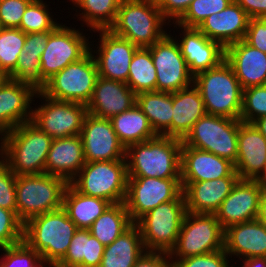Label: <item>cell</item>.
Masks as SVG:
<instances>
[{"instance_id":"1","label":"cell","mask_w":266,"mask_h":267,"mask_svg":"<svg viewBox=\"0 0 266 267\" xmlns=\"http://www.w3.org/2000/svg\"><path fill=\"white\" fill-rule=\"evenodd\" d=\"M52 140L30 120L0 136V157L16 176L44 174Z\"/></svg>"},{"instance_id":"2","label":"cell","mask_w":266,"mask_h":267,"mask_svg":"<svg viewBox=\"0 0 266 267\" xmlns=\"http://www.w3.org/2000/svg\"><path fill=\"white\" fill-rule=\"evenodd\" d=\"M182 140L157 137L126 148L128 177L181 178Z\"/></svg>"},{"instance_id":"3","label":"cell","mask_w":266,"mask_h":267,"mask_svg":"<svg viewBox=\"0 0 266 267\" xmlns=\"http://www.w3.org/2000/svg\"><path fill=\"white\" fill-rule=\"evenodd\" d=\"M77 230L62 207L29 219L23 227V240L43 261L55 267L65 257Z\"/></svg>"},{"instance_id":"4","label":"cell","mask_w":266,"mask_h":267,"mask_svg":"<svg viewBox=\"0 0 266 267\" xmlns=\"http://www.w3.org/2000/svg\"><path fill=\"white\" fill-rule=\"evenodd\" d=\"M166 21L156 0H123L109 30L139 48H148L167 34Z\"/></svg>"},{"instance_id":"5","label":"cell","mask_w":266,"mask_h":267,"mask_svg":"<svg viewBox=\"0 0 266 267\" xmlns=\"http://www.w3.org/2000/svg\"><path fill=\"white\" fill-rule=\"evenodd\" d=\"M193 84L200 91L207 114L240 119L243 89L225 60L215 68L197 73Z\"/></svg>"},{"instance_id":"6","label":"cell","mask_w":266,"mask_h":267,"mask_svg":"<svg viewBox=\"0 0 266 267\" xmlns=\"http://www.w3.org/2000/svg\"><path fill=\"white\" fill-rule=\"evenodd\" d=\"M69 183L49 174L16 176V215L25 224L32 217L63 207Z\"/></svg>"},{"instance_id":"7","label":"cell","mask_w":266,"mask_h":267,"mask_svg":"<svg viewBox=\"0 0 266 267\" xmlns=\"http://www.w3.org/2000/svg\"><path fill=\"white\" fill-rule=\"evenodd\" d=\"M186 212L182 192L176 199L161 203L140 217L135 224L140 229L145 250L169 254L176 245Z\"/></svg>"},{"instance_id":"8","label":"cell","mask_w":266,"mask_h":267,"mask_svg":"<svg viewBox=\"0 0 266 267\" xmlns=\"http://www.w3.org/2000/svg\"><path fill=\"white\" fill-rule=\"evenodd\" d=\"M224 249V229L215 214L186 212L175 247L169 257L179 259Z\"/></svg>"},{"instance_id":"9","label":"cell","mask_w":266,"mask_h":267,"mask_svg":"<svg viewBox=\"0 0 266 267\" xmlns=\"http://www.w3.org/2000/svg\"><path fill=\"white\" fill-rule=\"evenodd\" d=\"M127 179L125 158L114 161L86 162L70 183L80 193L115 204L125 201Z\"/></svg>"},{"instance_id":"10","label":"cell","mask_w":266,"mask_h":267,"mask_svg":"<svg viewBox=\"0 0 266 267\" xmlns=\"http://www.w3.org/2000/svg\"><path fill=\"white\" fill-rule=\"evenodd\" d=\"M240 119L206 114L182 140L186 146L208 151L235 164Z\"/></svg>"},{"instance_id":"11","label":"cell","mask_w":266,"mask_h":267,"mask_svg":"<svg viewBox=\"0 0 266 267\" xmlns=\"http://www.w3.org/2000/svg\"><path fill=\"white\" fill-rule=\"evenodd\" d=\"M97 78V64L94 55L89 51L79 61L69 64L50 78L42 93L54 100L76 102L87 106Z\"/></svg>"},{"instance_id":"12","label":"cell","mask_w":266,"mask_h":267,"mask_svg":"<svg viewBox=\"0 0 266 267\" xmlns=\"http://www.w3.org/2000/svg\"><path fill=\"white\" fill-rule=\"evenodd\" d=\"M35 98L43 103L32 109L31 121L52 139L80 135L87 106L76 102L54 100L43 93H36Z\"/></svg>"},{"instance_id":"13","label":"cell","mask_w":266,"mask_h":267,"mask_svg":"<svg viewBox=\"0 0 266 267\" xmlns=\"http://www.w3.org/2000/svg\"><path fill=\"white\" fill-rule=\"evenodd\" d=\"M61 23L50 35L40 58V69L47 82L71 63L79 61L89 51L92 42L79 29ZM88 38V39H87Z\"/></svg>"},{"instance_id":"14","label":"cell","mask_w":266,"mask_h":267,"mask_svg":"<svg viewBox=\"0 0 266 267\" xmlns=\"http://www.w3.org/2000/svg\"><path fill=\"white\" fill-rule=\"evenodd\" d=\"M183 192L181 178L128 177L125 206L130 220L140 217Z\"/></svg>"},{"instance_id":"15","label":"cell","mask_w":266,"mask_h":267,"mask_svg":"<svg viewBox=\"0 0 266 267\" xmlns=\"http://www.w3.org/2000/svg\"><path fill=\"white\" fill-rule=\"evenodd\" d=\"M168 33L148 48L156 69V91L173 93L191 86L194 76L185 62L178 42Z\"/></svg>"},{"instance_id":"16","label":"cell","mask_w":266,"mask_h":267,"mask_svg":"<svg viewBox=\"0 0 266 267\" xmlns=\"http://www.w3.org/2000/svg\"><path fill=\"white\" fill-rule=\"evenodd\" d=\"M96 31L99 32L98 40L100 39L98 50L90 47V51L97 64L98 76L126 83L131 60L139 47L127 39L116 36L109 29Z\"/></svg>"},{"instance_id":"17","label":"cell","mask_w":266,"mask_h":267,"mask_svg":"<svg viewBox=\"0 0 266 267\" xmlns=\"http://www.w3.org/2000/svg\"><path fill=\"white\" fill-rule=\"evenodd\" d=\"M86 162L122 160L126 148L118 139L110 119L85 116L80 133Z\"/></svg>"},{"instance_id":"18","label":"cell","mask_w":266,"mask_h":267,"mask_svg":"<svg viewBox=\"0 0 266 267\" xmlns=\"http://www.w3.org/2000/svg\"><path fill=\"white\" fill-rule=\"evenodd\" d=\"M262 189L257 180L238 179L215 212L221 227L225 230L231 225L256 219Z\"/></svg>"},{"instance_id":"19","label":"cell","mask_w":266,"mask_h":267,"mask_svg":"<svg viewBox=\"0 0 266 267\" xmlns=\"http://www.w3.org/2000/svg\"><path fill=\"white\" fill-rule=\"evenodd\" d=\"M172 24L181 29V40L175 39L193 76L215 68L225 60V48L219 42L208 39L198 28L183 27L176 22Z\"/></svg>"},{"instance_id":"20","label":"cell","mask_w":266,"mask_h":267,"mask_svg":"<svg viewBox=\"0 0 266 267\" xmlns=\"http://www.w3.org/2000/svg\"><path fill=\"white\" fill-rule=\"evenodd\" d=\"M238 177L234 163L208 151L181 145V182Z\"/></svg>"},{"instance_id":"21","label":"cell","mask_w":266,"mask_h":267,"mask_svg":"<svg viewBox=\"0 0 266 267\" xmlns=\"http://www.w3.org/2000/svg\"><path fill=\"white\" fill-rule=\"evenodd\" d=\"M239 179L257 180L266 166V138L253 123L242 122L238 132V157L234 164Z\"/></svg>"},{"instance_id":"22","label":"cell","mask_w":266,"mask_h":267,"mask_svg":"<svg viewBox=\"0 0 266 267\" xmlns=\"http://www.w3.org/2000/svg\"><path fill=\"white\" fill-rule=\"evenodd\" d=\"M136 96L125 82L98 76L87 110L93 116L110 119L133 107Z\"/></svg>"},{"instance_id":"23","label":"cell","mask_w":266,"mask_h":267,"mask_svg":"<svg viewBox=\"0 0 266 267\" xmlns=\"http://www.w3.org/2000/svg\"><path fill=\"white\" fill-rule=\"evenodd\" d=\"M225 61L233 69L242 89L266 84V53L244 39L225 47Z\"/></svg>"},{"instance_id":"24","label":"cell","mask_w":266,"mask_h":267,"mask_svg":"<svg viewBox=\"0 0 266 267\" xmlns=\"http://www.w3.org/2000/svg\"><path fill=\"white\" fill-rule=\"evenodd\" d=\"M35 94L10 78L0 87V136L32 119Z\"/></svg>"},{"instance_id":"25","label":"cell","mask_w":266,"mask_h":267,"mask_svg":"<svg viewBox=\"0 0 266 267\" xmlns=\"http://www.w3.org/2000/svg\"><path fill=\"white\" fill-rule=\"evenodd\" d=\"M249 19L244 9L233 0L223 11L205 18L198 29L225 48L245 38Z\"/></svg>"},{"instance_id":"26","label":"cell","mask_w":266,"mask_h":267,"mask_svg":"<svg viewBox=\"0 0 266 267\" xmlns=\"http://www.w3.org/2000/svg\"><path fill=\"white\" fill-rule=\"evenodd\" d=\"M52 32L26 34L25 44L19 54L17 66L9 75L10 79L29 87L34 93H42L46 88L47 82L41 75L40 58Z\"/></svg>"},{"instance_id":"27","label":"cell","mask_w":266,"mask_h":267,"mask_svg":"<svg viewBox=\"0 0 266 267\" xmlns=\"http://www.w3.org/2000/svg\"><path fill=\"white\" fill-rule=\"evenodd\" d=\"M238 179L239 177H223L201 182H181L186 211L215 214Z\"/></svg>"},{"instance_id":"28","label":"cell","mask_w":266,"mask_h":267,"mask_svg":"<svg viewBox=\"0 0 266 267\" xmlns=\"http://www.w3.org/2000/svg\"><path fill=\"white\" fill-rule=\"evenodd\" d=\"M224 250L231 258L266 257V226L254 219L227 227Z\"/></svg>"},{"instance_id":"29","label":"cell","mask_w":266,"mask_h":267,"mask_svg":"<svg viewBox=\"0 0 266 267\" xmlns=\"http://www.w3.org/2000/svg\"><path fill=\"white\" fill-rule=\"evenodd\" d=\"M86 163L80 135L53 139L47 154L45 173L70 183Z\"/></svg>"},{"instance_id":"30","label":"cell","mask_w":266,"mask_h":267,"mask_svg":"<svg viewBox=\"0 0 266 267\" xmlns=\"http://www.w3.org/2000/svg\"><path fill=\"white\" fill-rule=\"evenodd\" d=\"M171 137L183 140L206 110L199 89L191 86L172 93Z\"/></svg>"},{"instance_id":"31","label":"cell","mask_w":266,"mask_h":267,"mask_svg":"<svg viewBox=\"0 0 266 267\" xmlns=\"http://www.w3.org/2000/svg\"><path fill=\"white\" fill-rule=\"evenodd\" d=\"M145 251L140 229L133 223L104 248L99 267H133Z\"/></svg>"},{"instance_id":"32","label":"cell","mask_w":266,"mask_h":267,"mask_svg":"<svg viewBox=\"0 0 266 267\" xmlns=\"http://www.w3.org/2000/svg\"><path fill=\"white\" fill-rule=\"evenodd\" d=\"M112 203L80 193L71 183L65 189L63 208L78 229H89Z\"/></svg>"},{"instance_id":"33","label":"cell","mask_w":266,"mask_h":267,"mask_svg":"<svg viewBox=\"0 0 266 267\" xmlns=\"http://www.w3.org/2000/svg\"><path fill=\"white\" fill-rule=\"evenodd\" d=\"M104 248L89 229H78L65 257L55 267H99Z\"/></svg>"},{"instance_id":"34","label":"cell","mask_w":266,"mask_h":267,"mask_svg":"<svg viewBox=\"0 0 266 267\" xmlns=\"http://www.w3.org/2000/svg\"><path fill=\"white\" fill-rule=\"evenodd\" d=\"M110 121L118 139L125 148L131 144L148 141L158 136L147 116L137 104L125 112L111 117Z\"/></svg>"},{"instance_id":"35","label":"cell","mask_w":266,"mask_h":267,"mask_svg":"<svg viewBox=\"0 0 266 267\" xmlns=\"http://www.w3.org/2000/svg\"><path fill=\"white\" fill-rule=\"evenodd\" d=\"M136 104L147 116L157 135L171 137L172 93L142 92L137 94Z\"/></svg>"},{"instance_id":"36","label":"cell","mask_w":266,"mask_h":267,"mask_svg":"<svg viewBox=\"0 0 266 267\" xmlns=\"http://www.w3.org/2000/svg\"><path fill=\"white\" fill-rule=\"evenodd\" d=\"M132 224L133 222L130 220L125 203L121 202L111 204L105 212L92 223L89 230L91 234L106 247Z\"/></svg>"},{"instance_id":"37","label":"cell","mask_w":266,"mask_h":267,"mask_svg":"<svg viewBox=\"0 0 266 267\" xmlns=\"http://www.w3.org/2000/svg\"><path fill=\"white\" fill-rule=\"evenodd\" d=\"M73 7L79 8V18L96 33V30H108L115 22L120 0H70ZM81 8V9H80ZM82 15V16H81ZM91 28V29H90Z\"/></svg>"},{"instance_id":"38","label":"cell","mask_w":266,"mask_h":267,"mask_svg":"<svg viewBox=\"0 0 266 267\" xmlns=\"http://www.w3.org/2000/svg\"><path fill=\"white\" fill-rule=\"evenodd\" d=\"M157 75L149 48L136 50L129 66L126 84L137 95L142 92L156 91Z\"/></svg>"},{"instance_id":"39","label":"cell","mask_w":266,"mask_h":267,"mask_svg":"<svg viewBox=\"0 0 266 267\" xmlns=\"http://www.w3.org/2000/svg\"><path fill=\"white\" fill-rule=\"evenodd\" d=\"M26 34L19 28H3L0 32V70L8 76L15 70Z\"/></svg>"},{"instance_id":"40","label":"cell","mask_w":266,"mask_h":267,"mask_svg":"<svg viewBox=\"0 0 266 267\" xmlns=\"http://www.w3.org/2000/svg\"><path fill=\"white\" fill-rule=\"evenodd\" d=\"M48 6L43 0H33L26 8L18 28L25 34L54 31L60 24L55 22Z\"/></svg>"},{"instance_id":"41","label":"cell","mask_w":266,"mask_h":267,"mask_svg":"<svg viewBox=\"0 0 266 267\" xmlns=\"http://www.w3.org/2000/svg\"><path fill=\"white\" fill-rule=\"evenodd\" d=\"M233 0H193L176 22L178 25L188 28H198L205 18L214 13L223 11Z\"/></svg>"},{"instance_id":"42","label":"cell","mask_w":266,"mask_h":267,"mask_svg":"<svg viewBox=\"0 0 266 267\" xmlns=\"http://www.w3.org/2000/svg\"><path fill=\"white\" fill-rule=\"evenodd\" d=\"M266 116V84L243 89L240 120L253 123Z\"/></svg>"},{"instance_id":"43","label":"cell","mask_w":266,"mask_h":267,"mask_svg":"<svg viewBox=\"0 0 266 267\" xmlns=\"http://www.w3.org/2000/svg\"><path fill=\"white\" fill-rule=\"evenodd\" d=\"M0 267H34L40 260V254L24 240L18 244L1 249Z\"/></svg>"},{"instance_id":"44","label":"cell","mask_w":266,"mask_h":267,"mask_svg":"<svg viewBox=\"0 0 266 267\" xmlns=\"http://www.w3.org/2000/svg\"><path fill=\"white\" fill-rule=\"evenodd\" d=\"M23 227L13 211L0 207V249L23 241Z\"/></svg>"},{"instance_id":"45","label":"cell","mask_w":266,"mask_h":267,"mask_svg":"<svg viewBox=\"0 0 266 267\" xmlns=\"http://www.w3.org/2000/svg\"><path fill=\"white\" fill-rule=\"evenodd\" d=\"M0 207L16 214V174L0 158Z\"/></svg>"},{"instance_id":"46","label":"cell","mask_w":266,"mask_h":267,"mask_svg":"<svg viewBox=\"0 0 266 267\" xmlns=\"http://www.w3.org/2000/svg\"><path fill=\"white\" fill-rule=\"evenodd\" d=\"M33 0H0V22L3 28H18L26 8Z\"/></svg>"},{"instance_id":"47","label":"cell","mask_w":266,"mask_h":267,"mask_svg":"<svg viewBox=\"0 0 266 267\" xmlns=\"http://www.w3.org/2000/svg\"><path fill=\"white\" fill-rule=\"evenodd\" d=\"M224 249L211 253L179 259L173 267H233Z\"/></svg>"},{"instance_id":"48","label":"cell","mask_w":266,"mask_h":267,"mask_svg":"<svg viewBox=\"0 0 266 267\" xmlns=\"http://www.w3.org/2000/svg\"><path fill=\"white\" fill-rule=\"evenodd\" d=\"M244 40L266 53V18H250Z\"/></svg>"},{"instance_id":"49","label":"cell","mask_w":266,"mask_h":267,"mask_svg":"<svg viewBox=\"0 0 266 267\" xmlns=\"http://www.w3.org/2000/svg\"><path fill=\"white\" fill-rule=\"evenodd\" d=\"M193 0H156L163 17L170 23L177 22L188 10Z\"/></svg>"},{"instance_id":"50","label":"cell","mask_w":266,"mask_h":267,"mask_svg":"<svg viewBox=\"0 0 266 267\" xmlns=\"http://www.w3.org/2000/svg\"><path fill=\"white\" fill-rule=\"evenodd\" d=\"M133 267H173L168 253L145 251Z\"/></svg>"},{"instance_id":"51","label":"cell","mask_w":266,"mask_h":267,"mask_svg":"<svg viewBox=\"0 0 266 267\" xmlns=\"http://www.w3.org/2000/svg\"><path fill=\"white\" fill-rule=\"evenodd\" d=\"M249 18H266V0H234Z\"/></svg>"},{"instance_id":"52","label":"cell","mask_w":266,"mask_h":267,"mask_svg":"<svg viewBox=\"0 0 266 267\" xmlns=\"http://www.w3.org/2000/svg\"><path fill=\"white\" fill-rule=\"evenodd\" d=\"M256 219L266 226V187H263Z\"/></svg>"},{"instance_id":"53","label":"cell","mask_w":266,"mask_h":267,"mask_svg":"<svg viewBox=\"0 0 266 267\" xmlns=\"http://www.w3.org/2000/svg\"><path fill=\"white\" fill-rule=\"evenodd\" d=\"M242 260V267H266V257H251Z\"/></svg>"},{"instance_id":"54","label":"cell","mask_w":266,"mask_h":267,"mask_svg":"<svg viewBox=\"0 0 266 267\" xmlns=\"http://www.w3.org/2000/svg\"><path fill=\"white\" fill-rule=\"evenodd\" d=\"M254 126L266 138V116L260 117L253 122Z\"/></svg>"},{"instance_id":"55","label":"cell","mask_w":266,"mask_h":267,"mask_svg":"<svg viewBox=\"0 0 266 267\" xmlns=\"http://www.w3.org/2000/svg\"><path fill=\"white\" fill-rule=\"evenodd\" d=\"M257 181H258L263 187H266V166H265V169H264L263 173H262L261 176L257 179Z\"/></svg>"},{"instance_id":"56","label":"cell","mask_w":266,"mask_h":267,"mask_svg":"<svg viewBox=\"0 0 266 267\" xmlns=\"http://www.w3.org/2000/svg\"><path fill=\"white\" fill-rule=\"evenodd\" d=\"M8 78L9 76L5 72L0 70V87L7 81Z\"/></svg>"},{"instance_id":"57","label":"cell","mask_w":266,"mask_h":267,"mask_svg":"<svg viewBox=\"0 0 266 267\" xmlns=\"http://www.w3.org/2000/svg\"><path fill=\"white\" fill-rule=\"evenodd\" d=\"M51 267L48 263L43 261L42 259L34 266V267Z\"/></svg>"},{"instance_id":"58","label":"cell","mask_w":266,"mask_h":267,"mask_svg":"<svg viewBox=\"0 0 266 267\" xmlns=\"http://www.w3.org/2000/svg\"><path fill=\"white\" fill-rule=\"evenodd\" d=\"M2 29H3V27H2L1 22H0V32L2 31Z\"/></svg>"}]
</instances>
